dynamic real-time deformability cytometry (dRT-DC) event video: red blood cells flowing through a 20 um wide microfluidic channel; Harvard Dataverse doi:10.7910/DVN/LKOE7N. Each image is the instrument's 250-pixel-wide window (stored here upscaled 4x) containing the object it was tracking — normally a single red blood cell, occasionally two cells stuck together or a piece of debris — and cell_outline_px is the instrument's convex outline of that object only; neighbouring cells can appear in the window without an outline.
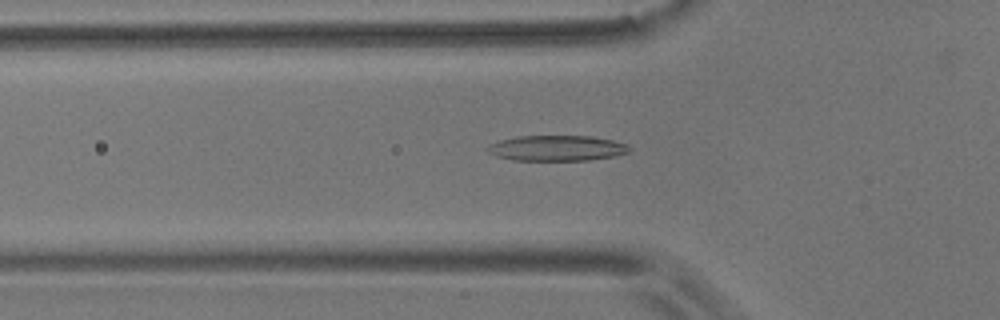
{"species": "common noctule bat (a hibernating species)", "species_latin": "Nyctalus noctula", "temperature_condition": "room temperature", "stored_images_in_passage": 54, "camera_frame_rate_fps": 3000, "um_per_image_px": 0.085, "animal": {"sex": "male", "body_mass_g": 17.9}, "frame": {"image": 1, "passage_image": 17, "time_ms": 5.333, "image_size_px": [1000, 320], "cell_outline_px": [[628, 152], [616, 156], [588, 160], [512, 160], [496, 156], [488, 152], [484, 148], [488, 144], [500, 140], [516, 136], [592, 136], [612, 140], [624, 144], [628, 148]], "centroid_in_image_um": [47.25, 12.59], "position_along_channel_um": 78.5, "area_um2": 21.04}}
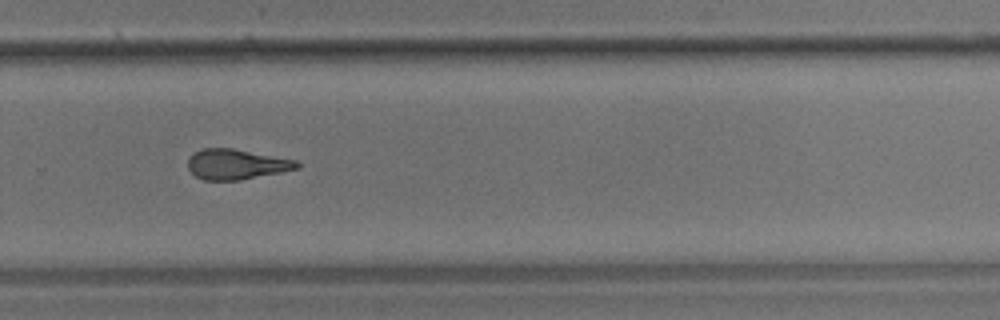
{"frame": {"image": 2, "passage_image": 36, "time_ms": 11.667, "image_size_px": [1000, 320], "cell_outline_px": [[300, 168], [240, 180], [204, 180], [196, 176], [188, 168], [188, 156], [192, 152], [204, 148], [232, 148], [296, 160], [300, 164]], "centroid_in_image_um": [20.06, 13.96], "position_along_channel_um": 309.7, "area_um2": 19.19}}
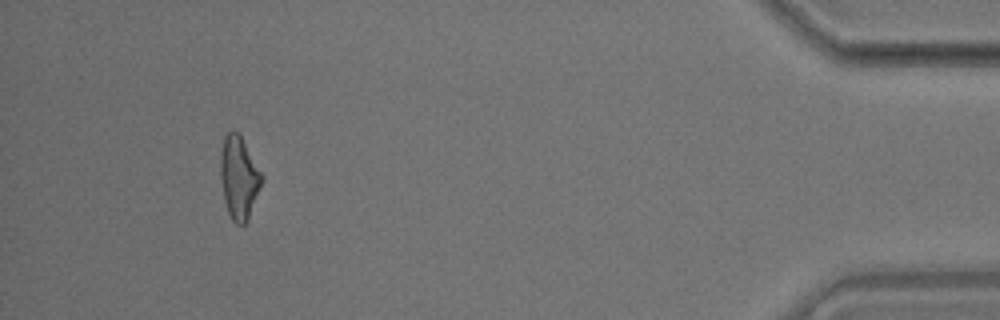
{"frame": {"image": 3, "passage_image": 50, "time_ms": 16.333, "image_size_px": [1000, 320], "cell_outline_px": [[264, 180], [248, 220], [244, 224], [236, 224], [232, 220], [228, 212], [224, 200], [220, 176], [220, 152], [224, 136], [228, 132], [240, 132], [264, 176]], "centroid_in_image_um": [20.33, 15.07], "position_along_channel_um": 414.9, "area_um2": 20.35}, "authors_computed_cell_mechanics": {"area_um2": 19.9699, "velocity_mm_per_s": 3.6392, "shape_relaxation_time_tau1_ms": 6.4695, "shape_relaxation_time_tau2_ms": 3.5604, "deformation_change_tau1": 0.1873, "deformation_change_tau2": 0.1478}}